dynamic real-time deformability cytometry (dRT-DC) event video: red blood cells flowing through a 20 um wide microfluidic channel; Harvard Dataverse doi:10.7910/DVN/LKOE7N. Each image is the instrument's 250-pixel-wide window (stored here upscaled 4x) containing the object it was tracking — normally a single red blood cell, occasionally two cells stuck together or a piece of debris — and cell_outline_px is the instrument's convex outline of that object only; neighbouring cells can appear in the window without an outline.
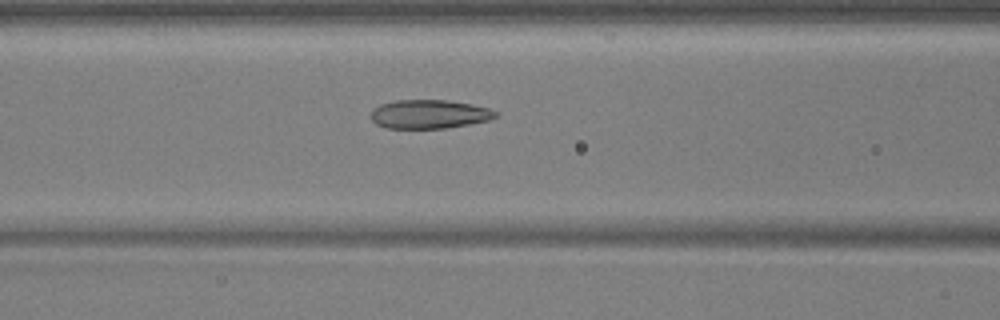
{"species": "common noctule bat (a hibernating species)", "species_latin": "Nyctalus noctula", "temperature_condition": "warm", "stored_images_in_passage": 43, "camera_frame_rate_fps": 3000, "um_per_image_px": 0.085, "animal": {"sex": "male", "body_mass_g": 17.9, "forearm_length_mm": 54.2}, "frame": {"image": 1, "passage_image": 12, "time_ms": 3.667, "image_size_px": [1000, 320], "cell_outline_px": [[500, 116], [488, 120], [448, 128], [388, 128], [376, 124], [372, 120], [372, 112], [380, 104], [396, 100], [448, 100], [472, 104], [488, 108], [496, 112]], "centroid_in_image_um": [36.51, 9.7], "position_along_channel_um": 130.1, "area_um2": 20.81}}
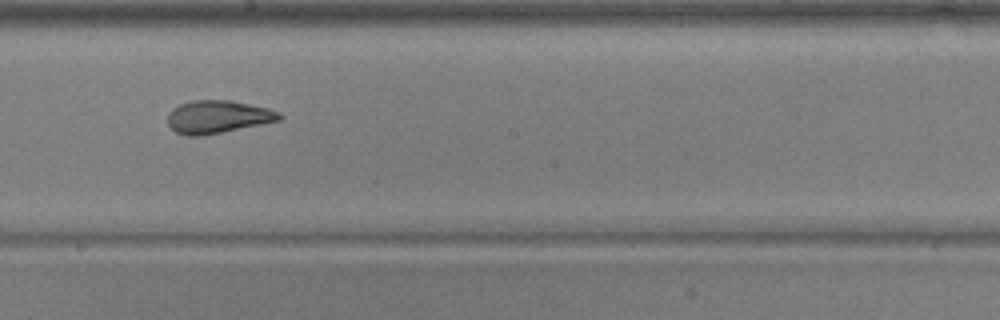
{"frame": {"image": 2, "passage_image": 20, "time_ms": 6.333, "image_size_px": [1000, 320], "cell_outline_px": [[284, 116], [280, 120], [200, 136], [188, 136], [176, 132], [168, 124], [168, 112], [172, 108], [180, 104], [192, 100], [228, 100], [268, 108], [280, 112]], "centroid_in_image_um": [18.49, 9.92], "position_along_channel_um": 229.7, "area_um2": 21.15}}
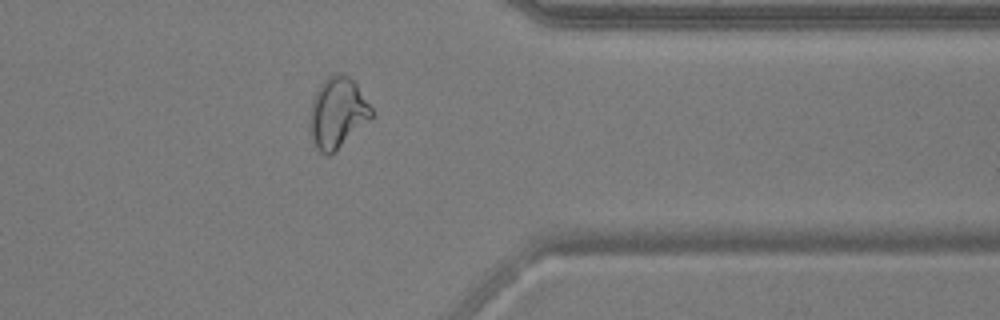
{"frame": {"image": 3, "passage_image": 33, "time_ms": 10.667, "image_size_px": [1000, 320], "cell_outline_px": [[372, 116], [336, 152], [328, 156], [320, 152], [316, 148], [312, 140], [308, 116], [308, 112], [312, 100], [320, 84], [332, 72], [340, 72], [348, 76], [356, 84], [372, 108]], "centroid_in_image_um": [28.64, 9.59], "position_along_channel_um": 382.8, "area_um2": 25.55}, "authors_computed_cell_mechanics": {"area_um2": 22.6576, "velocity_mm_per_s": 3.7429, "shape_relaxation_time_tau1_ms": 9.5629, "shape_relaxation_time_tau2_ms": 1.4733, "deformation_change_tau1": 0.2474, "deformation_change_tau2": 0.0782}}